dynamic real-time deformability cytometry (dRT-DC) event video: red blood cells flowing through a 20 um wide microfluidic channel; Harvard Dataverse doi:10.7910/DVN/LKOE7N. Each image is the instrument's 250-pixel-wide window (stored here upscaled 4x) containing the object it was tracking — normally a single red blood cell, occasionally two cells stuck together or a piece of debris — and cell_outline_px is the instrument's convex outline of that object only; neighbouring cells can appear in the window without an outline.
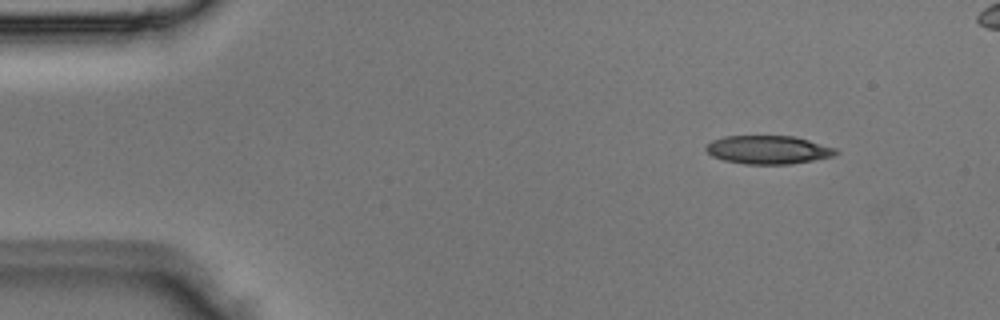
{"species": "Egyptian fruit bat (a non-hibernating species)", "species_latin": "Rousettus aegyptiacus", "temperature_condition": "room temperature", "stored_images_in_passage": 3, "camera_frame_rate_fps": 3000, "um_per_image_px": 0.085, "animal": {"sex": "male"}, "frame": {"image": 1, "passage_image": 3, "time_ms": 0.667, "image_size_px": [1000, 320], "cell_outline_px": [[840, 152], [836, 156], [788, 164], [744, 164], [724, 160], [712, 156], [704, 148], [704, 144], [712, 140], [724, 136], [792, 136], [808, 140], [836, 148]], "centroid_in_image_um": [65.28, 12.73], "position_along_channel_um": 19.7, "area_um2": 21.56}}